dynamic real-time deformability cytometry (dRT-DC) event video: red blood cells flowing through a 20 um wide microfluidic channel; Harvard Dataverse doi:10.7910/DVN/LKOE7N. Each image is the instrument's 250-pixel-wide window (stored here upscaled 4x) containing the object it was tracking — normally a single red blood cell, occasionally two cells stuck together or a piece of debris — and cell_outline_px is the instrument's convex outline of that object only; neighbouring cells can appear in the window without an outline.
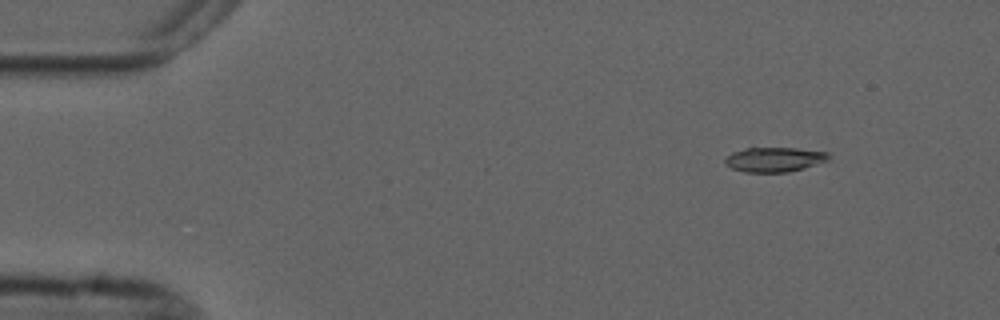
{"species": "common noctule bat (a hibernating species)", "species_latin": "Nyctalus noctula", "temperature_condition": "cold", "stored_images_in_passage": 4, "camera_frame_rate_fps": 3000, "um_per_image_px": 0.085, "animal": {"sex": "male", "forearm_length_mm": 52.5}, "frame": {"image": 1, "passage_image": 2, "time_ms": 1.333, "image_size_px": [1000, 320], "cell_outline_px": [[832, 156], [828, 160], [804, 168], [788, 172], [744, 172], [732, 168], [724, 164], [724, 160], [732, 152], [744, 148], [796, 148], [828, 152]], "centroid_in_image_um": [65.83, 13.55], "position_along_channel_um": 19.2, "area_um2": 14.91}}
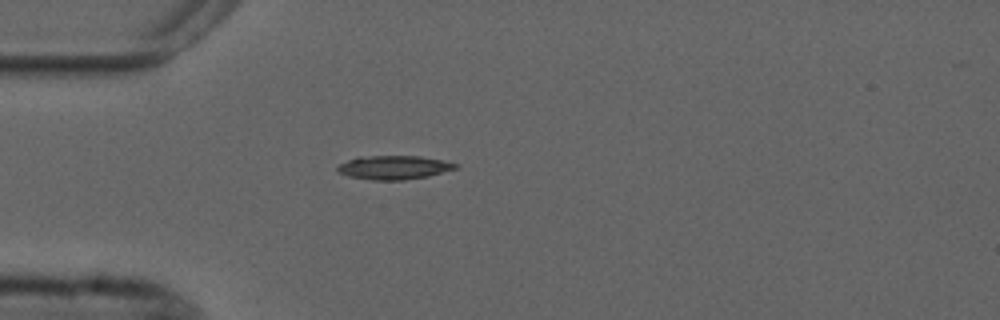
{"frame": {"image": 2, "passage_image": 4, "time_ms": 4.333, "image_size_px": [1000, 320], "cell_outline_px": [[456, 168], [428, 176], [404, 180], [372, 180], [348, 176], [336, 172], [336, 168], [340, 164], [356, 156], [420, 156], [440, 160], [456, 164]], "centroid_in_image_um": [33.39, 14.23], "position_along_channel_um": 51.6, "area_um2": 16.24}}